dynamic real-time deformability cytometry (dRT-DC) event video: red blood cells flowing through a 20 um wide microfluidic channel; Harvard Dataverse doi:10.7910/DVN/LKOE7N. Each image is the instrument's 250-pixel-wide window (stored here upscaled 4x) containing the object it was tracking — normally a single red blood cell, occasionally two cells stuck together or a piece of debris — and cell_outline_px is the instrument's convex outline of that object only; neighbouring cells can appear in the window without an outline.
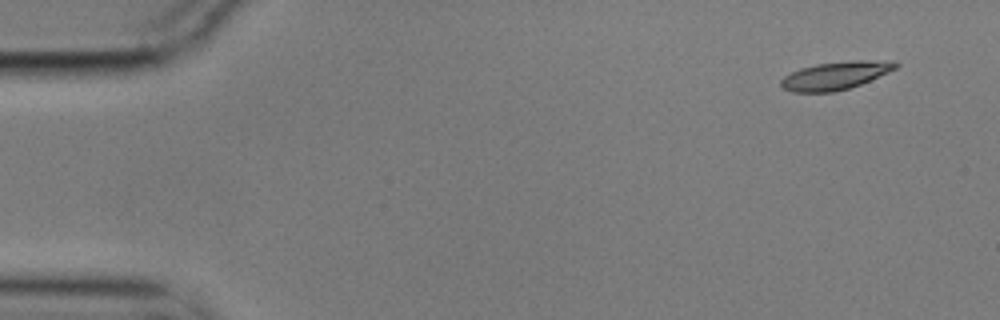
{"species": "common noctule bat (a hibernating species)", "species_latin": "Nyctalus noctula", "temperature_condition": "cold", "stored_images_in_passage": 7, "camera_frame_rate_fps": 3000, "um_per_image_px": 0.085, "animal": {"sex": "male", "body_mass_g": 17.9}, "frame": {"image": 1, "passage_image": 1, "time_ms": 0.0, "image_size_px": [1000, 320], "cell_outline_px": [[900, 64], [896, 68], [888, 72], [860, 84], [848, 88], [832, 92], [792, 92], [784, 88], [780, 84], [780, 80], [784, 76], [800, 68], [816, 64], [852, 60], [864, 60]], "centroid_in_image_um": [70.93, 6.43], "position_along_channel_um": 14.1, "area_um2": 18.21}}
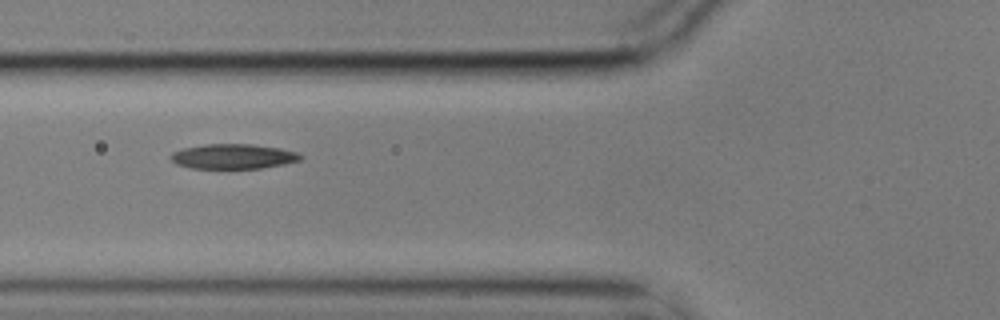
{"frame": {"image": 2, "passage_image": 6, "time_ms": 1.667, "image_size_px": [1000, 320], "cell_outline_px": [[304, 156], [300, 160], [284, 164], [260, 168], [192, 168], [176, 164], [168, 156], [172, 152], [184, 148], [204, 144], [252, 144], [280, 148], [296, 152]], "centroid_in_image_um": [19.81, 13.29], "position_along_channel_um": 106.0, "area_um2": 18.79}}
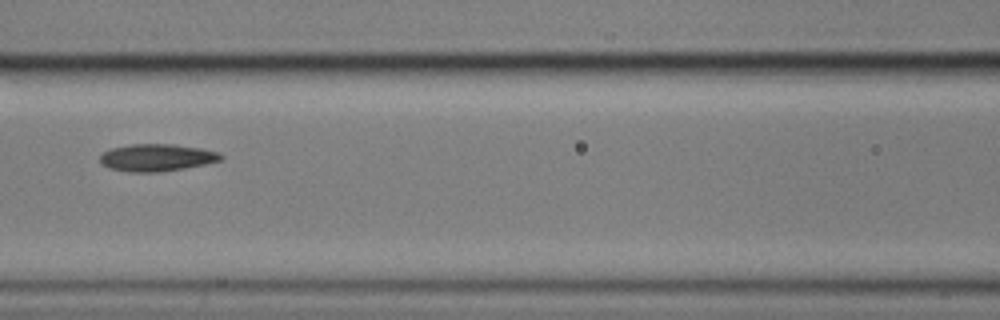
{"frame": {"image": 3, "passage_image": 7, "time_ms": 2.0, "image_size_px": [1000, 320], "cell_outline_px": [[224, 160], [184, 168], [156, 172], [128, 172], [108, 168], [100, 160], [100, 156], [104, 152], [112, 148], [132, 144], [172, 144], [200, 148], [220, 152], [224, 156]], "centroid_in_image_um": [13.36, 13.39], "position_along_channel_um": 153.2, "area_um2": 19.13}}